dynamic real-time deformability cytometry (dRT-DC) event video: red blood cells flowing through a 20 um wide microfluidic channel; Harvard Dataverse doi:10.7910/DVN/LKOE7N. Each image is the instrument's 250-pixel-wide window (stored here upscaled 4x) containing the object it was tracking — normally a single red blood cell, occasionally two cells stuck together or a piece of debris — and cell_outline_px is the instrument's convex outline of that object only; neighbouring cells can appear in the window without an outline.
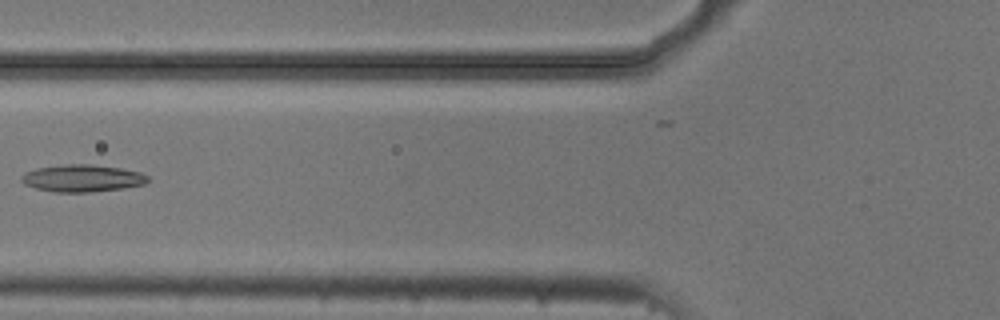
{"species": "common noctule bat (a hibernating species)", "species_latin": "Nyctalus noctula", "temperature_condition": "cold", "stored_images_in_passage": 6, "camera_frame_rate_fps": 3000, "um_per_image_px": 0.085, "animal": {"sex": "male", "body_mass_g": 20.5, "forearm_length_mm": 52.5}, "frame": {"image": 1, "passage_image": 5, "time_ms": 1.333, "image_size_px": [1000, 320], "cell_outline_px": [[152, 180], [144, 184], [124, 188], [88, 192], [52, 192], [36, 188], [24, 184], [20, 180], [20, 176], [24, 172], [36, 168], [64, 164], [92, 164], [120, 168], [140, 172], [148, 176]], "centroid_in_image_um": [6.98, 15.14], "position_along_channel_um": 118.8, "area_um2": 20.23}}
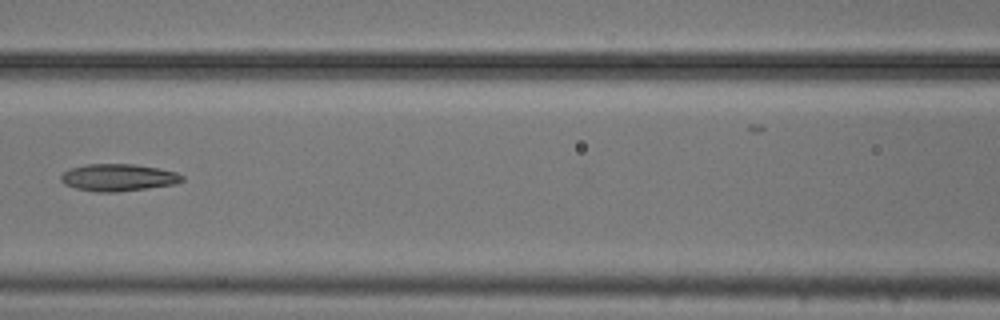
{"frame": {"image": 2, "passage_image": 6, "time_ms": 1.667, "image_size_px": [1000, 320], "cell_outline_px": [[184, 180], [176, 184], [116, 192], [96, 192], [76, 188], [64, 184], [60, 180], [60, 176], [64, 172], [72, 168], [84, 164], [132, 164], [160, 168], [176, 172], [184, 176]], "centroid_in_image_um": [10.06, 15.08], "position_along_channel_um": 156.5, "area_um2": 19.19}}